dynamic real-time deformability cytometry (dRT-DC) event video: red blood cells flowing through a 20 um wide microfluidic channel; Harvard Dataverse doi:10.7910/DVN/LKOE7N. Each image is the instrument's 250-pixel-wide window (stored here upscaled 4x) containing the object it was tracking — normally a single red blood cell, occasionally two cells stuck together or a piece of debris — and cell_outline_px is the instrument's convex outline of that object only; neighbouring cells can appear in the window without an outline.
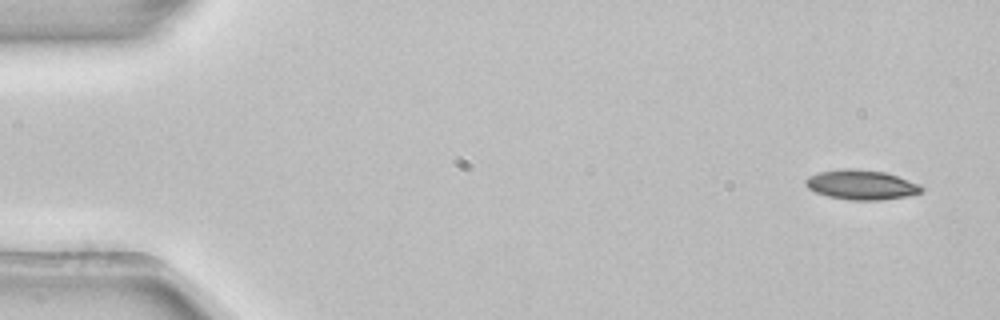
{"species": "common noctule bat (a hibernating species)", "species_latin": "Nyctalus noctula", "temperature_condition": "room temperature", "stored_images_in_passage": 4, "camera_frame_rate_fps": 3000, "um_per_image_px": 0.085, "animal": {"sex": "female", "body_mass_g": 22.7, "forearm_length_mm": 54.2}, "frame": {"image": 1, "passage_image": 1, "time_ms": 0.0, "image_size_px": [1000, 320], "cell_outline_px": [[924, 188], [920, 192], [908, 196], [880, 200], [848, 200], [828, 196], [816, 192], [808, 188], [804, 184], [804, 180], [808, 176], [820, 172], [844, 168], [852, 168], [884, 172], [920, 184]], "centroid_in_image_um": [73.19, 15.71], "position_along_channel_um": 11.8, "area_um2": 20.0}}
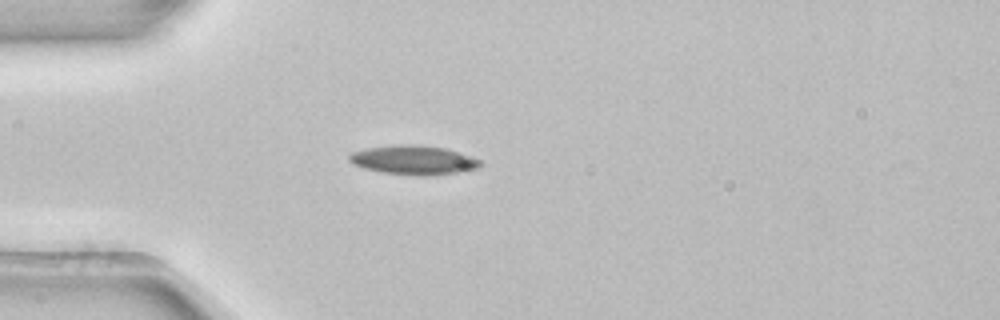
{"frame": {"image": 2, "passage_image": 4, "time_ms": 1.0, "image_size_px": [1000, 320], "cell_outline_px": [[480, 164], [476, 168], [460, 172], [384, 172], [364, 168], [348, 160], [348, 156], [352, 152], [368, 148], [400, 144], [412, 144], [444, 148], [460, 152], [472, 156], [480, 160]], "centroid_in_image_um": [35.13, 13.53], "position_along_channel_um": 49.9, "area_um2": 20.81}}